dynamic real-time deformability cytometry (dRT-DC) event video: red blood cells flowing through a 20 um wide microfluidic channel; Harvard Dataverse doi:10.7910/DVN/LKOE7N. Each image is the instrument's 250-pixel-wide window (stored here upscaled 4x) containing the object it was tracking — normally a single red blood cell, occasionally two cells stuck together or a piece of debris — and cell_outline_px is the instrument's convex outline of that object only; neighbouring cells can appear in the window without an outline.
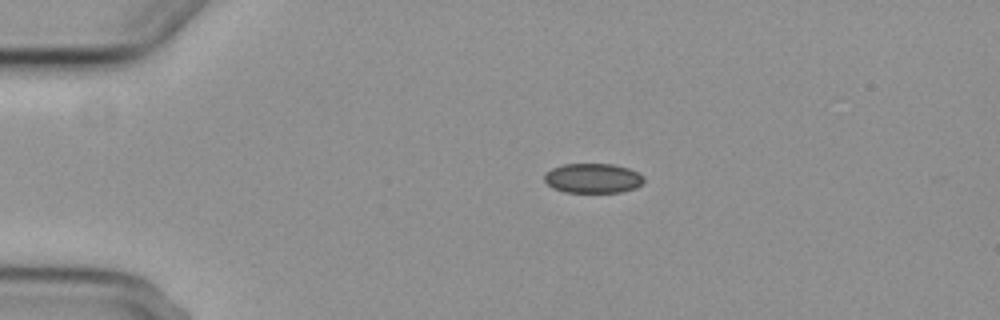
{"species": "common noctule bat (a hibernating species)", "species_latin": "Nyctalus noctula", "temperature_condition": "cold", "stored_images_in_passage": 2, "camera_frame_rate_fps": 3000, "um_per_image_px": 0.085, "animal": {"sex": "female", "body_mass_g": 29.2, "forearm_length_mm": 56.3}, "frame": {"image": 1, "passage_image": 1, "time_ms": 0.0, "image_size_px": [1000, 320], "cell_outline_px": [[644, 180], [636, 188], [620, 192], [564, 192], [552, 188], [544, 180], [544, 176], [552, 168], [564, 164], [612, 164], [628, 168], [644, 176]], "centroid_in_image_um": [50.39, 15.15], "position_along_channel_um": 34.6, "area_um2": 17.11}}